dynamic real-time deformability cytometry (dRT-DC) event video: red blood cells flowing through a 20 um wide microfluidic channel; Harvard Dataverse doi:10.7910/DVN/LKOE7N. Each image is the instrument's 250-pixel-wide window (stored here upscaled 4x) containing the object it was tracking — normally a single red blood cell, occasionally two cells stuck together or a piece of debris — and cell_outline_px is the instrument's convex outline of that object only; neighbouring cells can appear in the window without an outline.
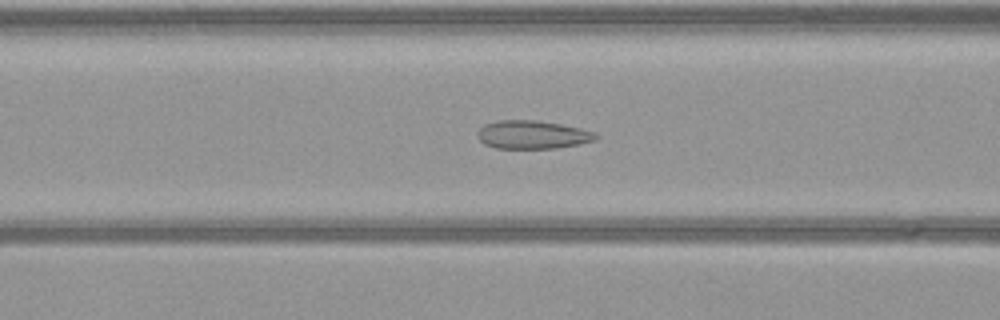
{"species": "common noctule bat (a hibernating species)", "species_latin": "Nyctalus noctula", "temperature_condition": "warm", "stored_images_in_passage": 38, "camera_frame_rate_fps": 3000, "um_per_image_px": 0.085, "animal": {"sex": "female", "body_mass_g": 21.9}, "frame": {"image": 1, "passage_image": 5, "time_ms": 1.333, "image_size_px": [1000, 320], "cell_outline_px": [[600, 136], [596, 140], [580, 144], [556, 148], [496, 148], [484, 144], [480, 140], [476, 132], [484, 124], [496, 120], [536, 120], [560, 124], [580, 128], [596, 132]], "centroid_in_image_um": [45.27, 11.44], "position_along_channel_um": 121.3, "area_um2": 19.65}}
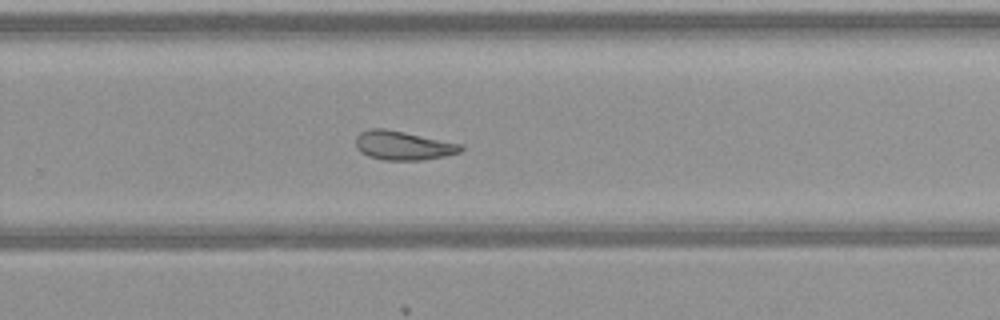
{"frame": {"image": 2, "passage_image": 19, "time_ms": 6.0, "image_size_px": [1000, 320], "cell_outline_px": [[464, 148], [460, 152], [448, 156], [424, 160], [384, 160], [368, 156], [360, 152], [356, 148], [356, 136], [360, 132], [368, 128], [384, 128], [464, 144]], "centroid_in_image_um": [34.28, 12.37], "position_along_channel_um": 295.5, "area_um2": 18.03}}
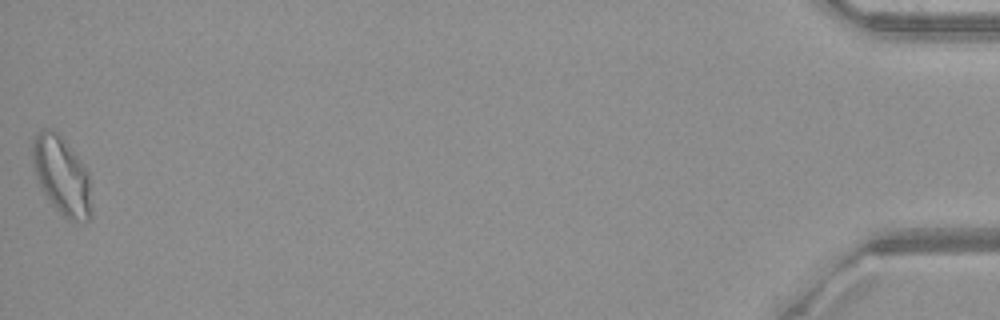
{"frame": {"image": 3, "passage_image": 38, "time_ms": 12.333, "image_size_px": [1000, 320], "cell_outline_px": [[92, 216], [88, 220], [68, 220], [48, 200], [40, 188], [32, 164], [32, 140], [40, 128], [52, 128], [64, 140], [80, 160], [88, 172], [92, 204]], "centroid_in_image_um": [5.23, 14.92], "position_along_channel_um": 430.0, "area_um2": 26.99}}